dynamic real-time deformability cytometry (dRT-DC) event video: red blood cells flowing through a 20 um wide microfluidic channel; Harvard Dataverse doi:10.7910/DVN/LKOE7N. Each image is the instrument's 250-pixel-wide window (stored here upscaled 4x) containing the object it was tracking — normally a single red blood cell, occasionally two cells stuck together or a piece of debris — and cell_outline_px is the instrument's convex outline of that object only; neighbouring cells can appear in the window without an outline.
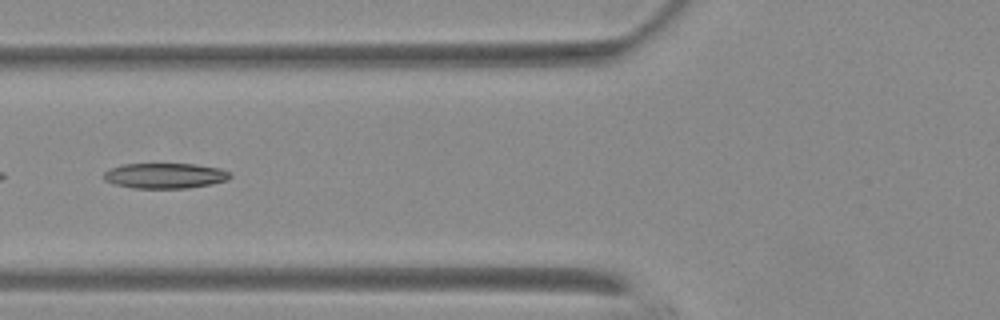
{"species": "Egyptian fruit bat (a non-hibernating species)", "species_latin": "Rousettus aegyptiacus", "temperature_condition": "warm", "stored_images_in_passage": 9, "camera_frame_rate_fps": 3000, "um_per_image_px": 0.085, "animal": {"sex": "female"}, "frame": {"image": 1, "passage_image": 6, "time_ms": 6.333, "image_size_px": [1000, 320], "cell_outline_px": [[232, 176], [228, 180], [212, 184], [188, 188], [136, 188], [116, 184], [104, 180], [104, 172], [120, 164], [196, 164], [220, 168], [228, 172]], "centroid_in_image_um": [14.06, 14.93], "position_along_channel_um": 111.7, "area_um2": 18.61}}
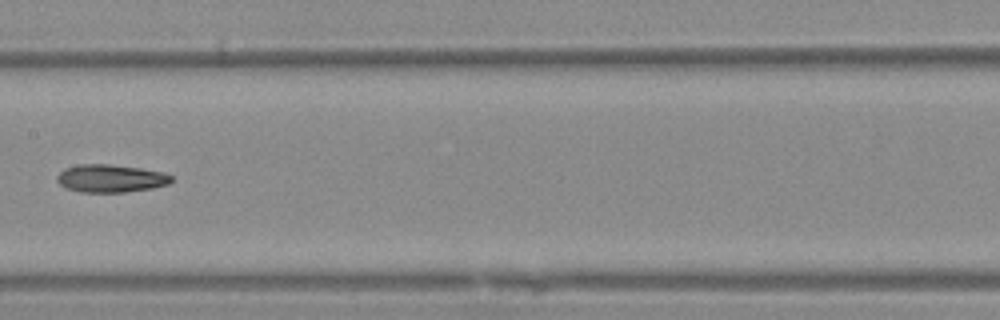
{"frame": {"image": 2, "passage_image": 8, "time_ms": 8.667, "image_size_px": [1000, 320], "cell_outline_px": [[172, 180], [168, 184], [152, 188], [124, 192], [80, 192], [68, 188], [60, 184], [56, 180], [56, 176], [64, 168], [80, 164], [108, 164], [140, 168], [164, 172], [172, 176]], "centroid_in_image_um": [9.4, 15.16], "position_along_channel_um": 198.0, "area_um2": 18.5}}
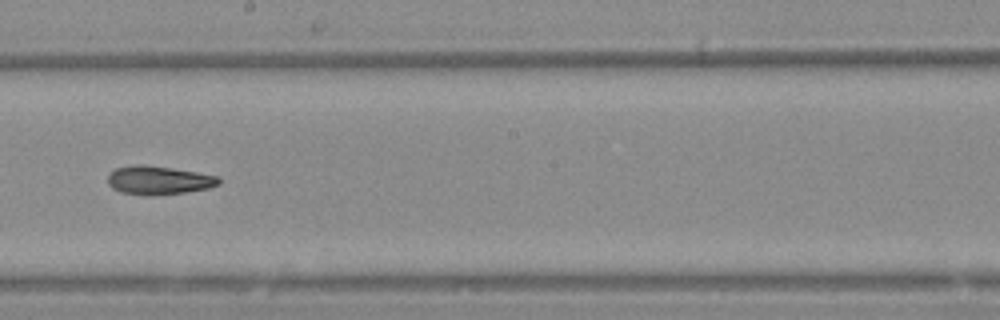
{"frame": {"image": 3, "passage_image": 9, "time_ms": 9.667, "image_size_px": [1000, 320], "cell_outline_px": [[220, 184], [208, 188], [184, 192], [148, 196], [120, 192], [112, 188], [108, 184], [108, 176], [116, 168], [136, 164], [140, 164], [196, 172], [216, 176], [220, 180]], "centroid_in_image_um": [13.45, 15.33], "position_along_channel_um": 234.7, "area_um2": 18.21}}